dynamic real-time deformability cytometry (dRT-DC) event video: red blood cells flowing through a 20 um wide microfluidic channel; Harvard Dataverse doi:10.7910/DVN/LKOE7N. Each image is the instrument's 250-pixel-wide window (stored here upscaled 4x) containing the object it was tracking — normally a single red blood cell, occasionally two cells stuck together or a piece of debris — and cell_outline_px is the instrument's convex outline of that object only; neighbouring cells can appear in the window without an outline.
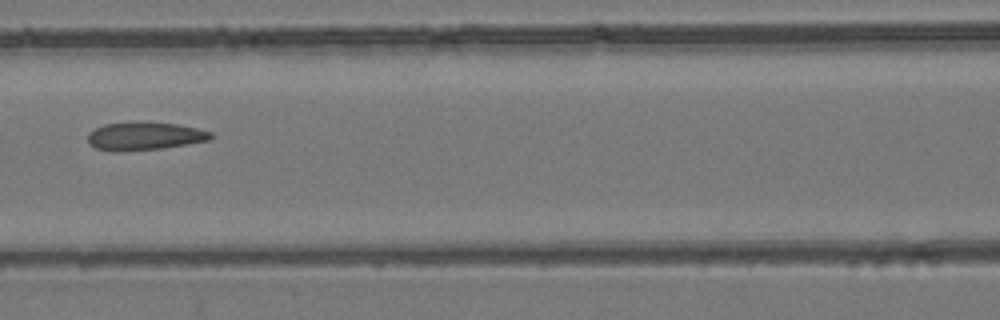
{"species": "common noctule bat (a hibernating species)", "species_latin": "Nyctalus noctula", "temperature_condition": "room temperature", "stored_images_in_passage": 7, "camera_frame_rate_fps": 3000, "um_per_image_px": 0.085, "animal": {"sex": "female", "body_mass_g": 24.6, "forearm_length_mm": 56.2}, "frame": {"image": 1, "passage_image": 6, "time_ms": 6.667, "image_size_px": [1000, 320], "cell_outline_px": [[216, 136], [208, 140], [160, 148], [124, 152], [112, 152], [96, 148], [88, 144], [88, 132], [104, 124], [176, 124], [196, 128], [212, 132]], "centroid_in_image_um": [12.26, 11.61], "position_along_channel_um": 154.3, "area_um2": 19.48}}
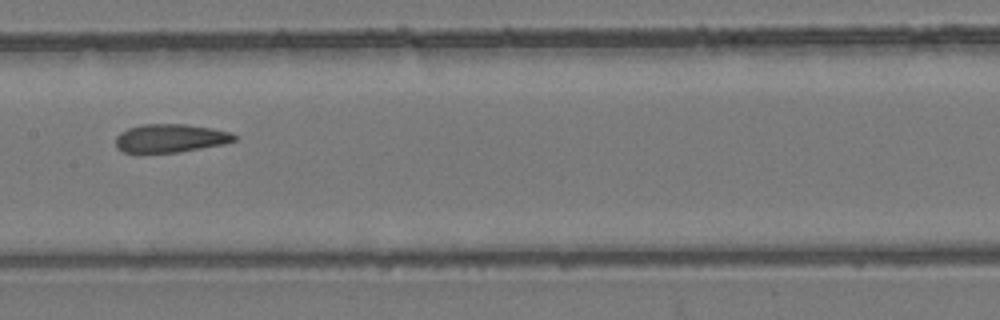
{"frame": {"image": 2, "passage_image": 7, "time_ms": 7.667, "image_size_px": [1000, 320], "cell_outline_px": [[236, 140], [224, 144], [176, 152], [124, 152], [116, 148], [116, 136], [120, 132], [128, 128], [144, 124], [184, 124], [212, 128], [232, 132], [236, 136]], "centroid_in_image_um": [14.49, 11.74], "position_along_channel_um": 192.9, "area_um2": 19.48}}